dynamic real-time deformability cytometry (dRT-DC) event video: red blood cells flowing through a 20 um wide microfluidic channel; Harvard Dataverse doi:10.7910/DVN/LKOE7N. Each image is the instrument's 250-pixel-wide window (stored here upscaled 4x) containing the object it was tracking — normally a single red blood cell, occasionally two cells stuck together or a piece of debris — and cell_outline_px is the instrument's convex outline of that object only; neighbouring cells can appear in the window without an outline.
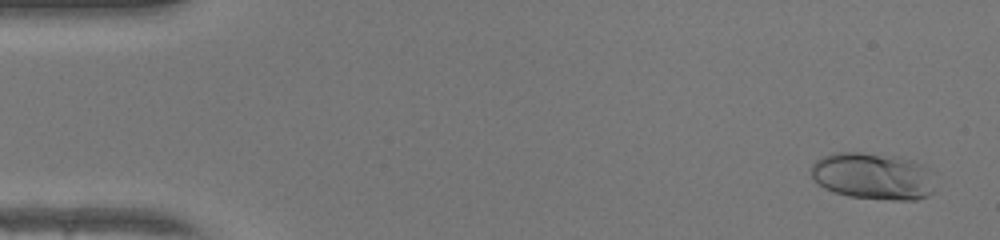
{"species": "human", "species_latin": "Homo sapiens", "temperature_condition": "warm", "stored_images_in_passage": 50, "camera_frame_rate_fps": 3000, "um_per_image_px": 0.085, "donor": {"sex": "female"}, "frame": {"image": 1, "passage_image": 3, "time_ms": 0.667, "image_size_px": [1000, 240], "cell_outline_px": [[932, 192], [928, 196], [916, 200], [892, 200], [848, 196], [824, 188], [812, 176], [812, 164], [816, 160], [832, 152], [860, 152], [900, 156], [924, 164], [928, 168]], "centroid_in_image_um": [74.19, 14.95], "position_along_channel_um": 10.8, "area_um2": 33.76}}
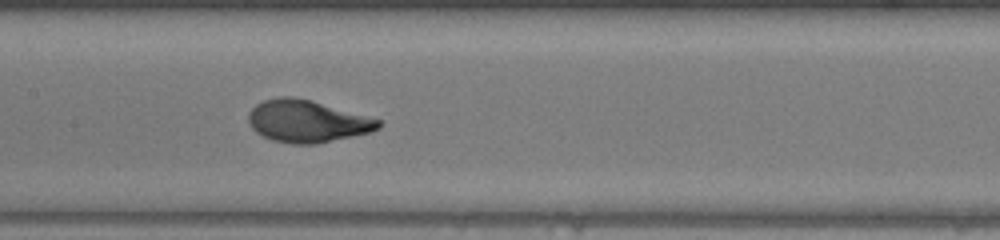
{"frame": {"image": 2, "passage_image": 25, "time_ms": 8.0, "image_size_px": [1000, 240], "cell_outline_px": [[380, 128], [368, 132], [316, 144], [292, 144], [272, 140], [256, 132], [248, 124], [248, 112], [256, 104], [264, 100], [276, 96], [292, 96], [312, 100], [380, 120]], "centroid_in_image_um": [26.04, 10.29], "position_along_channel_um": 181.4, "area_um2": 31.79}}
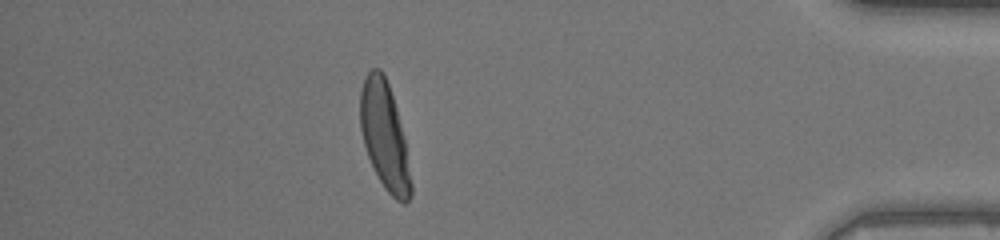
{"frame": {"image": 3, "passage_image": 44, "time_ms": 14.333, "image_size_px": [1000, 240], "cell_outline_px": [[412, 196], [404, 204], [396, 200], [384, 188], [368, 156], [364, 144], [360, 128], [360, 92], [364, 80], [368, 72], [372, 68], [380, 68], [384, 72], [396, 108], [404, 140], [412, 184]], "centroid_in_image_um": [32.68, 11.56], "position_along_channel_um": 402.5, "area_um2": 31.21}, "authors_computed_cell_mechanics": {"area_um2": 31.212, "velocity_mm_per_s": 4.2275, "shape_relaxation_time_tau1_ms": 3.3078, "shape_relaxation_time_tau2_ms": null, "deformation_change_tau1": 0.2061, "deformation_change_tau2": null}}